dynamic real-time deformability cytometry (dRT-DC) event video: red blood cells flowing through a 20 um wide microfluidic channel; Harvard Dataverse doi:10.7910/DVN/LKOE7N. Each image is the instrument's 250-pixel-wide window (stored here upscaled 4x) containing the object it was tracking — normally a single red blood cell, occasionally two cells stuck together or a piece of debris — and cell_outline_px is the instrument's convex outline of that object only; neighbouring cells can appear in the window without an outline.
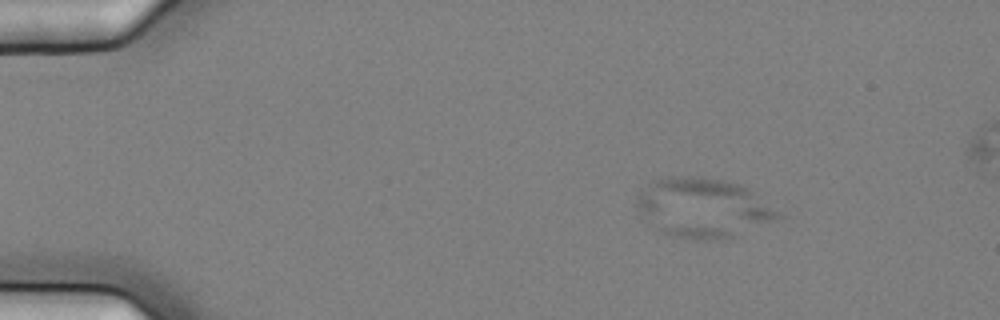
{"species": "common noctule bat (a hibernating species)", "species_latin": "Nyctalus noctula", "temperature_condition": "cold", "stored_images_in_passage": 5, "camera_frame_rate_fps": 3000, "um_per_image_px": 0.085, "animal": {"sex": "female", "body_mass_g": 25.1}, "frame": {"image": 1, "passage_image": 2, "time_ms": 0.333, "image_size_px": [1000, 320], "cell_outline_px": [[784, 216], [732, 236], [704, 240], [696, 240], [672, 236], [656, 232], [648, 224], [636, 208], [636, 196], [652, 180], [668, 176], [700, 176], [744, 184]], "centroid_in_image_um": [59.68, 17.64], "position_along_channel_um": 25.3, "area_um2": 49.13}}